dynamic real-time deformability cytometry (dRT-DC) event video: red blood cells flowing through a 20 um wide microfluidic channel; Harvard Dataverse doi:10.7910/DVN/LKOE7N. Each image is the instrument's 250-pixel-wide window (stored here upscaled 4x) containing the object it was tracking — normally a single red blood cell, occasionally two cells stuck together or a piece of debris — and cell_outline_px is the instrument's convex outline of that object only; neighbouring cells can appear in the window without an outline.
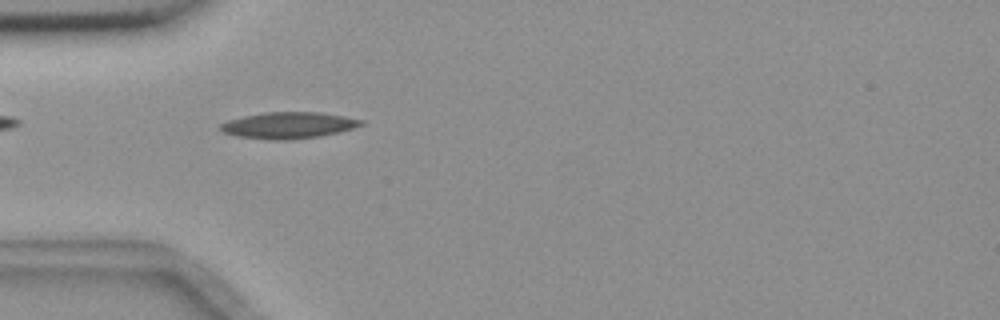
{"species": "common noctule bat (a hibernating species)", "species_latin": "Nyctalus noctula", "temperature_condition": "room temperature", "stored_images_in_passage": 55, "camera_frame_rate_fps": 3000, "um_per_image_px": 0.085, "animal": {"sex": "female", "body_mass_g": 18.4}, "frame": {"image": 1, "passage_image": 17, "time_ms": 5.333, "image_size_px": [1000, 320], "cell_outline_px": [[364, 124], [352, 128], [320, 136], [292, 140], [272, 140], [236, 136], [224, 132], [220, 128], [220, 124], [228, 120], [244, 116], [264, 112], [320, 112], [344, 116], [364, 120]], "centroid_in_image_um": [24.51, 10.65], "position_along_channel_um": 60.5, "area_um2": 21.56}}
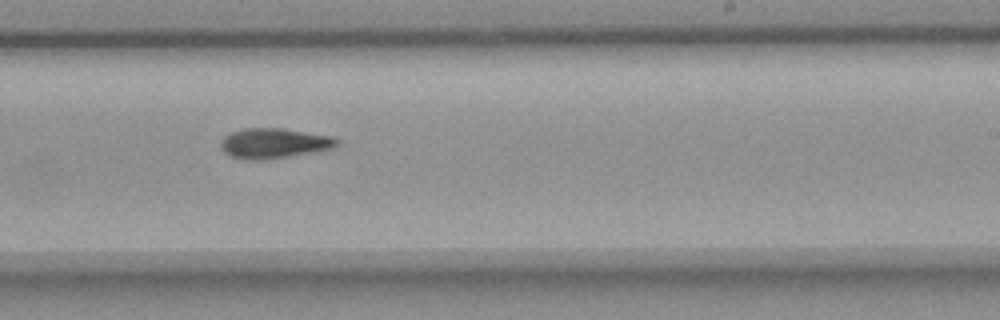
{"frame": {"image": 2, "passage_image": 34, "time_ms": 11.0, "image_size_px": [1000, 320], "cell_outline_px": [[340, 144], [332, 148], [312, 152], [264, 160], [244, 160], [232, 156], [224, 152], [220, 148], [220, 140], [228, 132], [244, 128], [284, 128], [332, 136], [340, 140]], "centroid_in_image_um": [23.26, 12.17], "position_along_channel_um": 265.7, "area_um2": 20.63}}
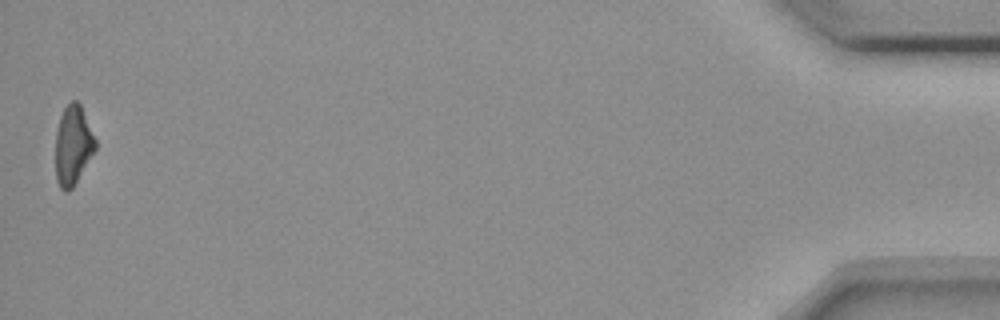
{"frame": {"image": 3, "passage_image": 55, "time_ms": 18.0, "image_size_px": [1000, 320], "cell_outline_px": [[96, 148], [72, 188], [68, 192], [64, 192], [60, 188], [56, 180], [56, 132], [60, 116], [64, 108], [72, 100], [76, 100], [80, 104], [96, 140]], "centroid_in_image_um": [6.19, 12.35], "position_along_channel_um": 429.0, "area_um2": 18.21}}